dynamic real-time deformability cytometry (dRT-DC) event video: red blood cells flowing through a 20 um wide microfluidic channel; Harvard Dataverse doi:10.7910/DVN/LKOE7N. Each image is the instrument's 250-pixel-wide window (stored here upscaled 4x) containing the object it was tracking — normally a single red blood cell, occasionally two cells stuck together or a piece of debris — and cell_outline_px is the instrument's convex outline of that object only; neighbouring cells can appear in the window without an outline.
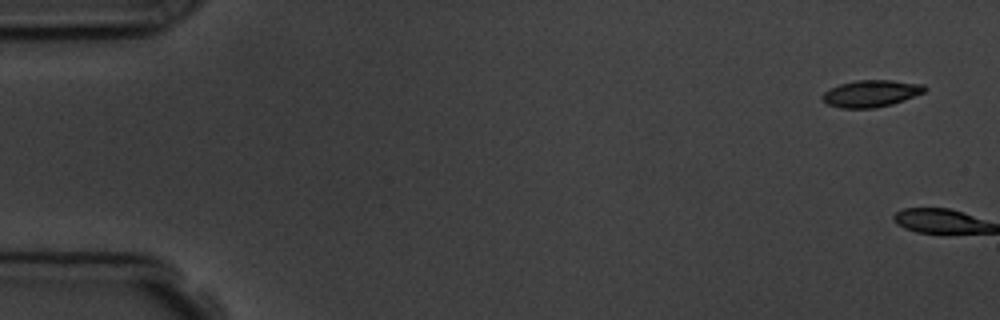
{"species": "common noctule bat (a hibernating species)", "species_latin": "Nyctalus noctula", "temperature_condition": "room temperature", "stored_images_in_passage": 2, "camera_frame_rate_fps": 3000, "um_per_image_px": 0.085, "animal": {"sex": "male", "body_mass_g": 19.5, "forearm_length_mm": 54.6}, "frame": {"image": 1, "passage_image": 1, "time_ms": 0.0, "image_size_px": [1000, 320], "cell_outline_px": [[928, 88], [924, 92], [892, 104], [876, 108], [840, 108], [828, 104], [820, 96], [824, 92], [840, 84], [856, 80], [892, 80], [924, 84]], "centroid_in_image_um": [74.05, 7.94], "position_along_channel_um": 10.9, "area_um2": 15.95}}